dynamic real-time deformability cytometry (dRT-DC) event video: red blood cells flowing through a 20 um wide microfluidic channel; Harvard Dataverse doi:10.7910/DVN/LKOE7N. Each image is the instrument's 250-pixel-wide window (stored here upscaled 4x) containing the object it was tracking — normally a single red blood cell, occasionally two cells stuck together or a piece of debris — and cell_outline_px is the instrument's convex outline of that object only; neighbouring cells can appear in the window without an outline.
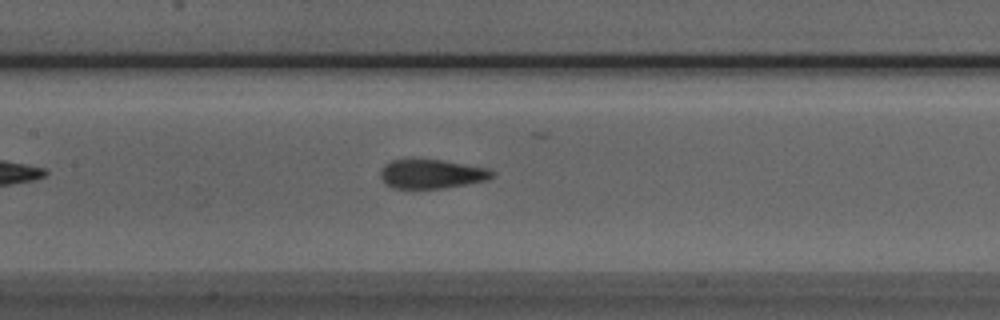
{"species": "Egyptian fruit bat (a non-hibernating species)", "species_latin": "Rousettus aegyptiacus", "temperature_condition": "room temperature", "stored_images_in_passage": 36, "camera_frame_rate_fps": 3000, "um_per_image_px": 0.085, "animal": {"sex": "male"}, "frame": {"image": 1, "passage_image": 8, "time_ms": 2.333, "image_size_px": [1000, 320], "cell_outline_px": [[496, 176], [488, 180], [440, 188], [392, 188], [384, 184], [380, 176], [380, 168], [384, 164], [392, 160], [412, 156], [440, 160], [488, 168], [496, 172]], "centroid_in_image_um": [36.63, 14.74], "position_along_channel_um": 170.8, "area_um2": 19.59}}
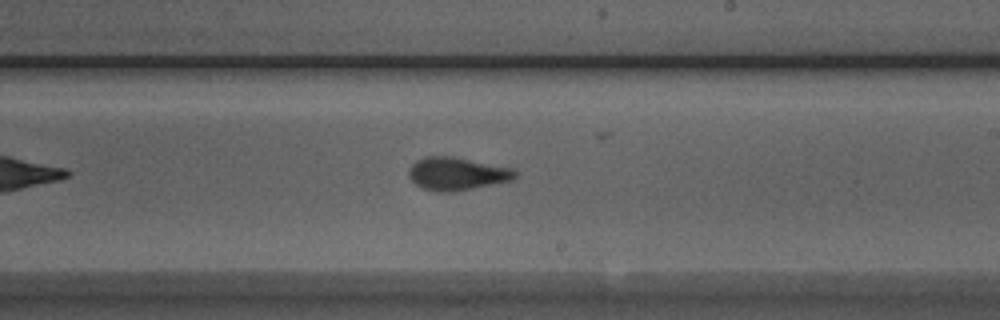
{"frame": {"image": 2, "passage_image": 14, "time_ms": 4.333, "image_size_px": [1000, 320], "cell_outline_px": [[520, 172], [512, 180], [452, 192], [436, 192], [424, 188], [416, 184], [408, 176], [408, 172], [412, 164], [416, 160], [424, 156], [448, 156], [512, 168]], "centroid_in_image_um": [38.82, 14.77], "position_along_channel_um": 250.2, "area_um2": 20.17}}
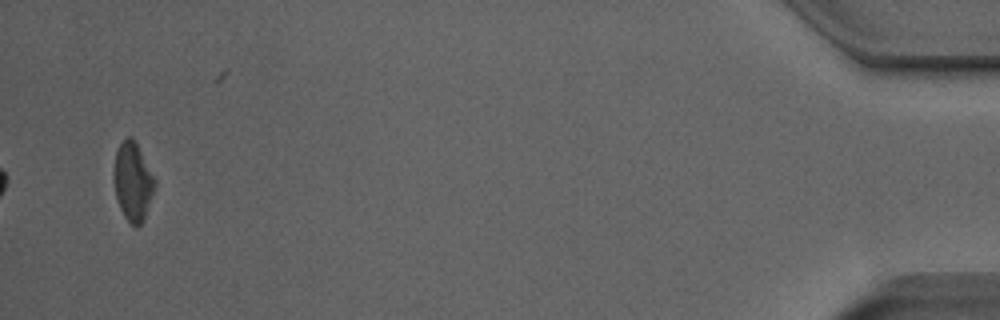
{"frame": {"image": 3, "passage_image": 34, "time_ms": 11.0, "image_size_px": [1000, 320], "cell_outline_px": [[156, 188], [144, 220], [136, 228], [124, 216], [120, 208], [116, 196], [116, 152], [120, 144], [128, 136], [132, 136], [156, 180]], "centroid_in_image_um": [11.35, 15.48], "position_along_channel_um": 423.9, "area_um2": 18.15}}